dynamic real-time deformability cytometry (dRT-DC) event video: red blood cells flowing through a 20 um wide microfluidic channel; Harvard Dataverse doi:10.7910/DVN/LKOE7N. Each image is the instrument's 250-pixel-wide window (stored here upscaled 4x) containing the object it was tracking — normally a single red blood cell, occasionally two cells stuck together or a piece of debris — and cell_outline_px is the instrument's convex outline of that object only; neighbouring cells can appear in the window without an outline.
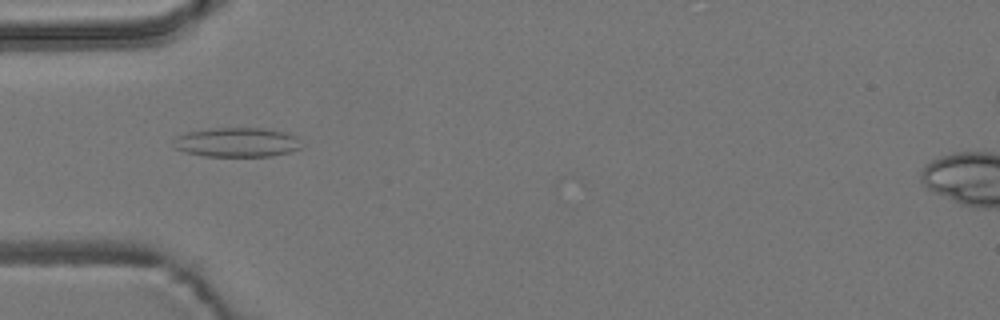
{"species": "common noctule bat (a hibernating species)", "species_latin": "Nyctalus noctula", "temperature_condition": "room temperature", "stored_images_in_passage": 8, "camera_frame_rate_fps": 3000, "um_per_image_px": 0.085, "animal": {"sex": "male", "body_mass_g": 19.2, "forearm_length_mm": 51.8}, "frame": {"image": 1, "passage_image": 5, "time_ms": 5.333, "image_size_px": [1000, 320], "cell_outline_px": [[300, 148], [288, 152], [272, 156], [204, 156], [172, 148], [172, 140], [176, 136], [188, 132], [212, 128], [268, 128], [288, 132], [296, 136]], "centroid_in_image_um": [20.1, 12.08], "position_along_channel_um": 64.9, "area_um2": 22.02}}
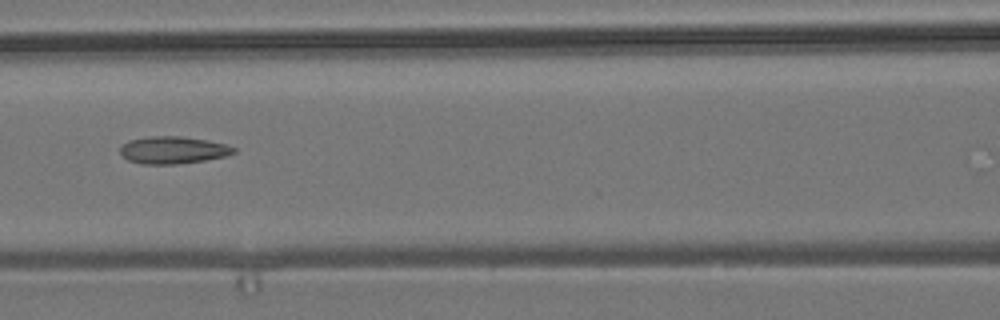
{"frame": {"image": 2, "passage_image": 7, "time_ms": 7.667, "image_size_px": [1000, 320], "cell_outline_px": [[236, 152], [224, 156], [204, 160], [176, 164], [144, 164], [128, 160], [120, 152], [120, 148], [128, 140], [152, 136], [180, 136], [208, 140], [224, 144], [236, 148]], "centroid_in_image_um": [14.7, 12.75], "position_along_channel_um": 151.9, "area_um2": 17.86}}
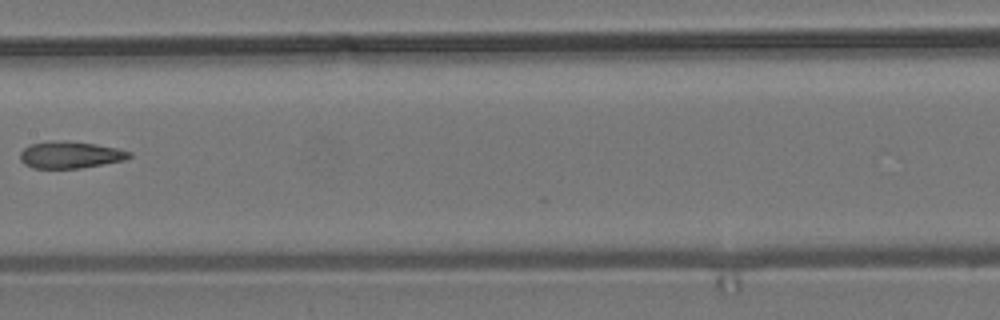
{"frame": {"image": 3, "passage_image": 8, "time_ms": 9.0, "image_size_px": [1000, 320], "cell_outline_px": [[132, 156], [128, 160], [80, 168], [32, 168], [24, 164], [20, 160], [20, 152], [24, 148], [32, 144], [64, 140], [68, 140], [96, 144], [116, 148], [132, 152]], "centroid_in_image_um": [6.01, 13.17], "position_along_channel_um": 201.4, "area_um2": 17.17}}